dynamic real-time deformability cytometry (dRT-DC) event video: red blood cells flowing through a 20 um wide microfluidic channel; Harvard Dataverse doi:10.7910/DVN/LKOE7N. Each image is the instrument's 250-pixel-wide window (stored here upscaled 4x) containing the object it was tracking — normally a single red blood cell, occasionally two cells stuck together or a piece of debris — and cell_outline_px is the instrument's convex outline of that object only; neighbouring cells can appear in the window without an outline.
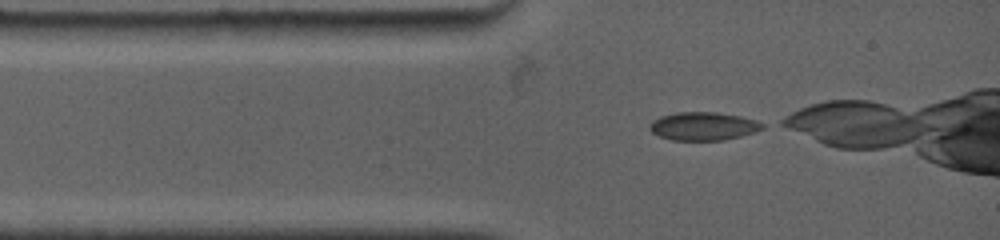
{"species": "common noctule bat (a hibernating species)", "species_latin": "Nyctalus noctula", "temperature_condition": "warm", "stored_images_in_passage": 16, "camera_frame_rate_fps": 4500, "um_per_image_px": 0.085, "animal": {"sex": "female", "body_mass_g": 19.0, "forearm_length_mm": 53.3}, "frame": {"image": 1, "passage_image": 1, "time_ms": 0.0, "image_size_px": [1000, 240], "cell_outline_px": [[764, 128], [756, 132], [724, 140], [672, 140], [660, 136], [652, 132], [648, 128], [648, 124], [652, 120], [660, 116], [676, 112], [716, 112], [740, 116], [756, 120], [764, 124]], "centroid_in_image_um": [59.77, 10.72], "position_along_channel_um": 25.2, "area_um2": 18.67}}